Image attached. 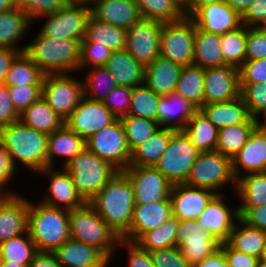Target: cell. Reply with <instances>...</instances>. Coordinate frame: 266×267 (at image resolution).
I'll return each mask as SVG.
<instances>
[{"label": "cell", "mask_w": 266, "mask_h": 267, "mask_svg": "<svg viewBox=\"0 0 266 267\" xmlns=\"http://www.w3.org/2000/svg\"><path fill=\"white\" fill-rule=\"evenodd\" d=\"M121 237L130 227L135 198L128 177L118 171L88 202Z\"/></svg>", "instance_id": "obj_1"}, {"label": "cell", "mask_w": 266, "mask_h": 267, "mask_svg": "<svg viewBox=\"0 0 266 267\" xmlns=\"http://www.w3.org/2000/svg\"><path fill=\"white\" fill-rule=\"evenodd\" d=\"M47 139V134L20 120L0 127V143L11 155L14 165L22 164L33 175L47 167Z\"/></svg>", "instance_id": "obj_2"}, {"label": "cell", "mask_w": 266, "mask_h": 267, "mask_svg": "<svg viewBox=\"0 0 266 267\" xmlns=\"http://www.w3.org/2000/svg\"><path fill=\"white\" fill-rule=\"evenodd\" d=\"M24 46V53L44 74L74 73L77 76L81 52L79 40L51 39L37 32Z\"/></svg>", "instance_id": "obj_3"}, {"label": "cell", "mask_w": 266, "mask_h": 267, "mask_svg": "<svg viewBox=\"0 0 266 267\" xmlns=\"http://www.w3.org/2000/svg\"><path fill=\"white\" fill-rule=\"evenodd\" d=\"M28 199L27 231L38 252H53L70 239L69 210Z\"/></svg>", "instance_id": "obj_4"}, {"label": "cell", "mask_w": 266, "mask_h": 267, "mask_svg": "<svg viewBox=\"0 0 266 267\" xmlns=\"http://www.w3.org/2000/svg\"><path fill=\"white\" fill-rule=\"evenodd\" d=\"M70 238L92 245L111 261L121 237L115 232L89 204L69 211Z\"/></svg>", "instance_id": "obj_5"}, {"label": "cell", "mask_w": 266, "mask_h": 267, "mask_svg": "<svg viewBox=\"0 0 266 267\" xmlns=\"http://www.w3.org/2000/svg\"><path fill=\"white\" fill-rule=\"evenodd\" d=\"M64 168L71 175L76 191L87 203L118 172L86 147Z\"/></svg>", "instance_id": "obj_6"}, {"label": "cell", "mask_w": 266, "mask_h": 267, "mask_svg": "<svg viewBox=\"0 0 266 267\" xmlns=\"http://www.w3.org/2000/svg\"><path fill=\"white\" fill-rule=\"evenodd\" d=\"M184 184L207 189L217 195L225 194L222 189L232 185L235 193L236 178L232 171V159L219 151L200 152Z\"/></svg>", "instance_id": "obj_7"}, {"label": "cell", "mask_w": 266, "mask_h": 267, "mask_svg": "<svg viewBox=\"0 0 266 267\" xmlns=\"http://www.w3.org/2000/svg\"><path fill=\"white\" fill-rule=\"evenodd\" d=\"M42 97L65 121L84 98L83 80L75 77L73 73L45 74Z\"/></svg>", "instance_id": "obj_8"}, {"label": "cell", "mask_w": 266, "mask_h": 267, "mask_svg": "<svg viewBox=\"0 0 266 267\" xmlns=\"http://www.w3.org/2000/svg\"><path fill=\"white\" fill-rule=\"evenodd\" d=\"M200 152L183 130H176L155 167L172 184L185 183Z\"/></svg>", "instance_id": "obj_9"}, {"label": "cell", "mask_w": 266, "mask_h": 267, "mask_svg": "<svg viewBox=\"0 0 266 267\" xmlns=\"http://www.w3.org/2000/svg\"><path fill=\"white\" fill-rule=\"evenodd\" d=\"M86 148L118 171L129 167L131 151L120 119L85 139Z\"/></svg>", "instance_id": "obj_10"}, {"label": "cell", "mask_w": 266, "mask_h": 267, "mask_svg": "<svg viewBox=\"0 0 266 267\" xmlns=\"http://www.w3.org/2000/svg\"><path fill=\"white\" fill-rule=\"evenodd\" d=\"M196 24L184 16L175 22L163 23L160 36V56L178 65L193 64Z\"/></svg>", "instance_id": "obj_11"}, {"label": "cell", "mask_w": 266, "mask_h": 267, "mask_svg": "<svg viewBox=\"0 0 266 267\" xmlns=\"http://www.w3.org/2000/svg\"><path fill=\"white\" fill-rule=\"evenodd\" d=\"M90 15V4L68 3L60 10L43 16L46 20L39 32L51 39H77L81 42Z\"/></svg>", "instance_id": "obj_12"}, {"label": "cell", "mask_w": 266, "mask_h": 267, "mask_svg": "<svg viewBox=\"0 0 266 267\" xmlns=\"http://www.w3.org/2000/svg\"><path fill=\"white\" fill-rule=\"evenodd\" d=\"M163 23L141 18L127 29L125 50L145 67L160 56Z\"/></svg>", "instance_id": "obj_13"}, {"label": "cell", "mask_w": 266, "mask_h": 267, "mask_svg": "<svg viewBox=\"0 0 266 267\" xmlns=\"http://www.w3.org/2000/svg\"><path fill=\"white\" fill-rule=\"evenodd\" d=\"M220 242L196 220H179L176 247L192 266L215 252Z\"/></svg>", "instance_id": "obj_14"}, {"label": "cell", "mask_w": 266, "mask_h": 267, "mask_svg": "<svg viewBox=\"0 0 266 267\" xmlns=\"http://www.w3.org/2000/svg\"><path fill=\"white\" fill-rule=\"evenodd\" d=\"M132 184L135 204H149L170 196L172 184L155 166H129L122 171Z\"/></svg>", "instance_id": "obj_15"}, {"label": "cell", "mask_w": 266, "mask_h": 267, "mask_svg": "<svg viewBox=\"0 0 266 267\" xmlns=\"http://www.w3.org/2000/svg\"><path fill=\"white\" fill-rule=\"evenodd\" d=\"M40 174V175H39ZM49 178L48 191L39 201L42 203L66 210L82 207L86 202L76 191L71 175L64 167H45L36 176Z\"/></svg>", "instance_id": "obj_16"}, {"label": "cell", "mask_w": 266, "mask_h": 267, "mask_svg": "<svg viewBox=\"0 0 266 267\" xmlns=\"http://www.w3.org/2000/svg\"><path fill=\"white\" fill-rule=\"evenodd\" d=\"M117 120V117L103 104L84 97L64 124L84 139Z\"/></svg>", "instance_id": "obj_17"}, {"label": "cell", "mask_w": 266, "mask_h": 267, "mask_svg": "<svg viewBox=\"0 0 266 267\" xmlns=\"http://www.w3.org/2000/svg\"><path fill=\"white\" fill-rule=\"evenodd\" d=\"M226 195H216L197 217L196 222L210 232L220 243L226 242L239 219L238 205L226 202ZM234 208V209H232Z\"/></svg>", "instance_id": "obj_18"}, {"label": "cell", "mask_w": 266, "mask_h": 267, "mask_svg": "<svg viewBox=\"0 0 266 267\" xmlns=\"http://www.w3.org/2000/svg\"><path fill=\"white\" fill-rule=\"evenodd\" d=\"M204 105L230 101L240 95L239 68L232 65L204 68Z\"/></svg>", "instance_id": "obj_19"}, {"label": "cell", "mask_w": 266, "mask_h": 267, "mask_svg": "<svg viewBox=\"0 0 266 267\" xmlns=\"http://www.w3.org/2000/svg\"><path fill=\"white\" fill-rule=\"evenodd\" d=\"M172 216L170 196L155 203L135 204L130 227L121 239L136 242L144 233L164 224Z\"/></svg>", "instance_id": "obj_20"}, {"label": "cell", "mask_w": 266, "mask_h": 267, "mask_svg": "<svg viewBox=\"0 0 266 267\" xmlns=\"http://www.w3.org/2000/svg\"><path fill=\"white\" fill-rule=\"evenodd\" d=\"M217 194L184 183L172 185L170 199L173 216L178 220H196Z\"/></svg>", "instance_id": "obj_21"}, {"label": "cell", "mask_w": 266, "mask_h": 267, "mask_svg": "<svg viewBox=\"0 0 266 267\" xmlns=\"http://www.w3.org/2000/svg\"><path fill=\"white\" fill-rule=\"evenodd\" d=\"M191 18L198 28L220 36L243 25L242 16L226 2L205 5Z\"/></svg>", "instance_id": "obj_22"}, {"label": "cell", "mask_w": 266, "mask_h": 267, "mask_svg": "<svg viewBox=\"0 0 266 267\" xmlns=\"http://www.w3.org/2000/svg\"><path fill=\"white\" fill-rule=\"evenodd\" d=\"M236 180L247 173L266 172V135L259 127L251 132L243 148L232 158Z\"/></svg>", "instance_id": "obj_23"}, {"label": "cell", "mask_w": 266, "mask_h": 267, "mask_svg": "<svg viewBox=\"0 0 266 267\" xmlns=\"http://www.w3.org/2000/svg\"><path fill=\"white\" fill-rule=\"evenodd\" d=\"M22 196H6L0 202V244L27 232L28 199Z\"/></svg>", "instance_id": "obj_24"}, {"label": "cell", "mask_w": 266, "mask_h": 267, "mask_svg": "<svg viewBox=\"0 0 266 267\" xmlns=\"http://www.w3.org/2000/svg\"><path fill=\"white\" fill-rule=\"evenodd\" d=\"M90 6L96 19L126 29L141 19L135 0H92Z\"/></svg>", "instance_id": "obj_25"}, {"label": "cell", "mask_w": 266, "mask_h": 267, "mask_svg": "<svg viewBox=\"0 0 266 267\" xmlns=\"http://www.w3.org/2000/svg\"><path fill=\"white\" fill-rule=\"evenodd\" d=\"M86 147L85 139L69 129L65 124L48 135L47 167H56L55 160L63 158L59 167H64L72 158ZM57 157V158H56ZM56 164V165H55Z\"/></svg>", "instance_id": "obj_26"}, {"label": "cell", "mask_w": 266, "mask_h": 267, "mask_svg": "<svg viewBox=\"0 0 266 267\" xmlns=\"http://www.w3.org/2000/svg\"><path fill=\"white\" fill-rule=\"evenodd\" d=\"M181 69V65L159 56L145 67L144 84L160 96L174 93Z\"/></svg>", "instance_id": "obj_27"}, {"label": "cell", "mask_w": 266, "mask_h": 267, "mask_svg": "<svg viewBox=\"0 0 266 267\" xmlns=\"http://www.w3.org/2000/svg\"><path fill=\"white\" fill-rule=\"evenodd\" d=\"M117 86L134 88L144 84L145 66L137 62L125 49L113 51L104 66Z\"/></svg>", "instance_id": "obj_28"}, {"label": "cell", "mask_w": 266, "mask_h": 267, "mask_svg": "<svg viewBox=\"0 0 266 267\" xmlns=\"http://www.w3.org/2000/svg\"><path fill=\"white\" fill-rule=\"evenodd\" d=\"M53 253L63 267H80L112 262L96 247L72 238L60 245Z\"/></svg>", "instance_id": "obj_29"}, {"label": "cell", "mask_w": 266, "mask_h": 267, "mask_svg": "<svg viewBox=\"0 0 266 267\" xmlns=\"http://www.w3.org/2000/svg\"><path fill=\"white\" fill-rule=\"evenodd\" d=\"M197 109L177 93L161 96L157 122L161 127L183 130Z\"/></svg>", "instance_id": "obj_30"}, {"label": "cell", "mask_w": 266, "mask_h": 267, "mask_svg": "<svg viewBox=\"0 0 266 267\" xmlns=\"http://www.w3.org/2000/svg\"><path fill=\"white\" fill-rule=\"evenodd\" d=\"M32 24L28 15L20 6L9 11L0 12V47L24 52L25 46L20 47L19 43Z\"/></svg>", "instance_id": "obj_31"}, {"label": "cell", "mask_w": 266, "mask_h": 267, "mask_svg": "<svg viewBox=\"0 0 266 267\" xmlns=\"http://www.w3.org/2000/svg\"><path fill=\"white\" fill-rule=\"evenodd\" d=\"M198 110L218 129L244 123L250 117L241 95L230 101L202 105Z\"/></svg>", "instance_id": "obj_32"}, {"label": "cell", "mask_w": 266, "mask_h": 267, "mask_svg": "<svg viewBox=\"0 0 266 267\" xmlns=\"http://www.w3.org/2000/svg\"><path fill=\"white\" fill-rule=\"evenodd\" d=\"M127 29L96 19L92 14L87 21L85 36L81 42H96L113 51L126 48Z\"/></svg>", "instance_id": "obj_33"}, {"label": "cell", "mask_w": 266, "mask_h": 267, "mask_svg": "<svg viewBox=\"0 0 266 267\" xmlns=\"http://www.w3.org/2000/svg\"><path fill=\"white\" fill-rule=\"evenodd\" d=\"M193 64L201 68L228 65L221 51V36L208 33L196 26Z\"/></svg>", "instance_id": "obj_34"}, {"label": "cell", "mask_w": 266, "mask_h": 267, "mask_svg": "<svg viewBox=\"0 0 266 267\" xmlns=\"http://www.w3.org/2000/svg\"><path fill=\"white\" fill-rule=\"evenodd\" d=\"M19 120L32 129L47 135L64 125V121L42 96L19 114Z\"/></svg>", "instance_id": "obj_35"}, {"label": "cell", "mask_w": 266, "mask_h": 267, "mask_svg": "<svg viewBox=\"0 0 266 267\" xmlns=\"http://www.w3.org/2000/svg\"><path fill=\"white\" fill-rule=\"evenodd\" d=\"M266 242V231L251 227L240 218L236 221L226 243L236 251L260 259Z\"/></svg>", "instance_id": "obj_36"}, {"label": "cell", "mask_w": 266, "mask_h": 267, "mask_svg": "<svg viewBox=\"0 0 266 267\" xmlns=\"http://www.w3.org/2000/svg\"><path fill=\"white\" fill-rule=\"evenodd\" d=\"M176 130L160 127L151 138L131 152L129 166H155Z\"/></svg>", "instance_id": "obj_37"}, {"label": "cell", "mask_w": 266, "mask_h": 267, "mask_svg": "<svg viewBox=\"0 0 266 267\" xmlns=\"http://www.w3.org/2000/svg\"><path fill=\"white\" fill-rule=\"evenodd\" d=\"M204 68L194 64L183 66L175 93L181 95L197 110L204 105Z\"/></svg>", "instance_id": "obj_38"}, {"label": "cell", "mask_w": 266, "mask_h": 267, "mask_svg": "<svg viewBox=\"0 0 266 267\" xmlns=\"http://www.w3.org/2000/svg\"><path fill=\"white\" fill-rule=\"evenodd\" d=\"M199 152L216 151L218 128L196 110L183 129Z\"/></svg>", "instance_id": "obj_39"}, {"label": "cell", "mask_w": 266, "mask_h": 267, "mask_svg": "<svg viewBox=\"0 0 266 267\" xmlns=\"http://www.w3.org/2000/svg\"><path fill=\"white\" fill-rule=\"evenodd\" d=\"M256 126L257 120L250 116L244 123L218 129L216 151L232 159L243 148Z\"/></svg>", "instance_id": "obj_40"}, {"label": "cell", "mask_w": 266, "mask_h": 267, "mask_svg": "<svg viewBox=\"0 0 266 267\" xmlns=\"http://www.w3.org/2000/svg\"><path fill=\"white\" fill-rule=\"evenodd\" d=\"M238 207H257L266 203V172L247 173L236 180Z\"/></svg>", "instance_id": "obj_41"}, {"label": "cell", "mask_w": 266, "mask_h": 267, "mask_svg": "<svg viewBox=\"0 0 266 267\" xmlns=\"http://www.w3.org/2000/svg\"><path fill=\"white\" fill-rule=\"evenodd\" d=\"M44 75L24 52H20L12 61L3 84L8 87L42 85Z\"/></svg>", "instance_id": "obj_42"}, {"label": "cell", "mask_w": 266, "mask_h": 267, "mask_svg": "<svg viewBox=\"0 0 266 267\" xmlns=\"http://www.w3.org/2000/svg\"><path fill=\"white\" fill-rule=\"evenodd\" d=\"M141 18L162 23L181 20L185 15L183 6L177 0H135Z\"/></svg>", "instance_id": "obj_43"}, {"label": "cell", "mask_w": 266, "mask_h": 267, "mask_svg": "<svg viewBox=\"0 0 266 267\" xmlns=\"http://www.w3.org/2000/svg\"><path fill=\"white\" fill-rule=\"evenodd\" d=\"M37 253L28 231L0 244V261L29 265Z\"/></svg>", "instance_id": "obj_44"}, {"label": "cell", "mask_w": 266, "mask_h": 267, "mask_svg": "<svg viewBox=\"0 0 266 267\" xmlns=\"http://www.w3.org/2000/svg\"><path fill=\"white\" fill-rule=\"evenodd\" d=\"M85 78H83L84 97L103 102L110 91L117 86L115 79L104 67H90L85 69Z\"/></svg>", "instance_id": "obj_45"}, {"label": "cell", "mask_w": 266, "mask_h": 267, "mask_svg": "<svg viewBox=\"0 0 266 267\" xmlns=\"http://www.w3.org/2000/svg\"><path fill=\"white\" fill-rule=\"evenodd\" d=\"M179 220L172 216L164 224L144 233L136 243L149 252L176 246Z\"/></svg>", "instance_id": "obj_46"}, {"label": "cell", "mask_w": 266, "mask_h": 267, "mask_svg": "<svg viewBox=\"0 0 266 267\" xmlns=\"http://www.w3.org/2000/svg\"><path fill=\"white\" fill-rule=\"evenodd\" d=\"M246 49L247 27L245 25L221 36V51L228 65L239 68L246 60Z\"/></svg>", "instance_id": "obj_47"}, {"label": "cell", "mask_w": 266, "mask_h": 267, "mask_svg": "<svg viewBox=\"0 0 266 267\" xmlns=\"http://www.w3.org/2000/svg\"><path fill=\"white\" fill-rule=\"evenodd\" d=\"M120 120L124 127L126 141L131 152L151 138L161 127L158 122L133 115L123 116Z\"/></svg>", "instance_id": "obj_48"}, {"label": "cell", "mask_w": 266, "mask_h": 267, "mask_svg": "<svg viewBox=\"0 0 266 267\" xmlns=\"http://www.w3.org/2000/svg\"><path fill=\"white\" fill-rule=\"evenodd\" d=\"M160 97V95L154 93L145 84L134 87L131 93V104L128 115L157 122V110Z\"/></svg>", "instance_id": "obj_49"}, {"label": "cell", "mask_w": 266, "mask_h": 267, "mask_svg": "<svg viewBox=\"0 0 266 267\" xmlns=\"http://www.w3.org/2000/svg\"><path fill=\"white\" fill-rule=\"evenodd\" d=\"M240 95L249 115L257 119L266 112V82L258 84H239Z\"/></svg>", "instance_id": "obj_50"}, {"label": "cell", "mask_w": 266, "mask_h": 267, "mask_svg": "<svg viewBox=\"0 0 266 267\" xmlns=\"http://www.w3.org/2000/svg\"><path fill=\"white\" fill-rule=\"evenodd\" d=\"M112 51L96 42H81L79 72L90 67L105 66Z\"/></svg>", "instance_id": "obj_51"}, {"label": "cell", "mask_w": 266, "mask_h": 267, "mask_svg": "<svg viewBox=\"0 0 266 267\" xmlns=\"http://www.w3.org/2000/svg\"><path fill=\"white\" fill-rule=\"evenodd\" d=\"M133 88L116 86L105 97L103 104L120 119L128 115L131 104V93Z\"/></svg>", "instance_id": "obj_52"}, {"label": "cell", "mask_w": 266, "mask_h": 267, "mask_svg": "<svg viewBox=\"0 0 266 267\" xmlns=\"http://www.w3.org/2000/svg\"><path fill=\"white\" fill-rule=\"evenodd\" d=\"M68 4L66 0H26L20 8L34 24L38 18L50 15ZM36 20V21H35ZM34 21V22H33Z\"/></svg>", "instance_id": "obj_53"}, {"label": "cell", "mask_w": 266, "mask_h": 267, "mask_svg": "<svg viewBox=\"0 0 266 267\" xmlns=\"http://www.w3.org/2000/svg\"><path fill=\"white\" fill-rule=\"evenodd\" d=\"M14 108L20 114L42 96V85L8 87Z\"/></svg>", "instance_id": "obj_54"}, {"label": "cell", "mask_w": 266, "mask_h": 267, "mask_svg": "<svg viewBox=\"0 0 266 267\" xmlns=\"http://www.w3.org/2000/svg\"><path fill=\"white\" fill-rule=\"evenodd\" d=\"M266 58V27H247L246 60Z\"/></svg>", "instance_id": "obj_55"}, {"label": "cell", "mask_w": 266, "mask_h": 267, "mask_svg": "<svg viewBox=\"0 0 266 267\" xmlns=\"http://www.w3.org/2000/svg\"><path fill=\"white\" fill-rule=\"evenodd\" d=\"M266 82V58L245 60L239 67V84H258Z\"/></svg>", "instance_id": "obj_56"}, {"label": "cell", "mask_w": 266, "mask_h": 267, "mask_svg": "<svg viewBox=\"0 0 266 267\" xmlns=\"http://www.w3.org/2000/svg\"><path fill=\"white\" fill-rule=\"evenodd\" d=\"M150 255L155 267H193L184 259L176 246L151 251Z\"/></svg>", "instance_id": "obj_57"}, {"label": "cell", "mask_w": 266, "mask_h": 267, "mask_svg": "<svg viewBox=\"0 0 266 267\" xmlns=\"http://www.w3.org/2000/svg\"><path fill=\"white\" fill-rule=\"evenodd\" d=\"M17 169L18 168L14 165L11 155L9 154L7 149L0 143V193L6 196L18 195V192H10L8 190L9 188H7V184H9L12 179H15L14 177L16 176V173L18 174Z\"/></svg>", "instance_id": "obj_58"}, {"label": "cell", "mask_w": 266, "mask_h": 267, "mask_svg": "<svg viewBox=\"0 0 266 267\" xmlns=\"http://www.w3.org/2000/svg\"><path fill=\"white\" fill-rule=\"evenodd\" d=\"M125 248L128 253V267H155L150 252L142 249L136 242L121 239L116 250Z\"/></svg>", "instance_id": "obj_59"}, {"label": "cell", "mask_w": 266, "mask_h": 267, "mask_svg": "<svg viewBox=\"0 0 266 267\" xmlns=\"http://www.w3.org/2000/svg\"><path fill=\"white\" fill-rule=\"evenodd\" d=\"M246 27H266V0H254L242 15Z\"/></svg>", "instance_id": "obj_60"}, {"label": "cell", "mask_w": 266, "mask_h": 267, "mask_svg": "<svg viewBox=\"0 0 266 267\" xmlns=\"http://www.w3.org/2000/svg\"><path fill=\"white\" fill-rule=\"evenodd\" d=\"M19 120V113L13 106L8 86L0 84V127Z\"/></svg>", "instance_id": "obj_61"}, {"label": "cell", "mask_w": 266, "mask_h": 267, "mask_svg": "<svg viewBox=\"0 0 266 267\" xmlns=\"http://www.w3.org/2000/svg\"><path fill=\"white\" fill-rule=\"evenodd\" d=\"M238 212L247 225L266 231V203L257 207H238Z\"/></svg>", "instance_id": "obj_62"}, {"label": "cell", "mask_w": 266, "mask_h": 267, "mask_svg": "<svg viewBox=\"0 0 266 267\" xmlns=\"http://www.w3.org/2000/svg\"><path fill=\"white\" fill-rule=\"evenodd\" d=\"M219 247L222 249L229 267H256L259 258L236 251L226 242L220 243Z\"/></svg>", "instance_id": "obj_63"}, {"label": "cell", "mask_w": 266, "mask_h": 267, "mask_svg": "<svg viewBox=\"0 0 266 267\" xmlns=\"http://www.w3.org/2000/svg\"><path fill=\"white\" fill-rule=\"evenodd\" d=\"M19 53L20 51L15 49L0 47V84L4 83L11 63Z\"/></svg>", "instance_id": "obj_64"}, {"label": "cell", "mask_w": 266, "mask_h": 267, "mask_svg": "<svg viewBox=\"0 0 266 267\" xmlns=\"http://www.w3.org/2000/svg\"><path fill=\"white\" fill-rule=\"evenodd\" d=\"M193 267H229V265L222 249L219 247L215 252Z\"/></svg>", "instance_id": "obj_65"}, {"label": "cell", "mask_w": 266, "mask_h": 267, "mask_svg": "<svg viewBox=\"0 0 266 267\" xmlns=\"http://www.w3.org/2000/svg\"><path fill=\"white\" fill-rule=\"evenodd\" d=\"M28 267H63L53 252H38Z\"/></svg>", "instance_id": "obj_66"}, {"label": "cell", "mask_w": 266, "mask_h": 267, "mask_svg": "<svg viewBox=\"0 0 266 267\" xmlns=\"http://www.w3.org/2000/svg\"><path fill=\"white\" fill-rule=\"evenodd\" d=\"M227 0H187L183 6L184 15L192 17L201 7L211 3H222Z\"/></svg>", "instance_id": "obj_67"}, {"label": "cell", "mask_w": 266, "mask_h": 267, "mask_svg": "<svg viewBox=\"0 0 266 267\" xmlns=\"http://www.w3.org/2000/svg\"><path fill=\"white\" fill-rule=\"evenodd\" d=\"M254 0H227L226 3L241 16L246 12Z\"/></svg>", "instance_id": "obj_68"}, {"label": "cell", "mask_w": 266, "mask_h": 267, "mask_svg": "<svg viewBox=\"0 0 266 267\" xmlns=\"http://www.w3.org/2000/svg\"><path fill=\"white\" fill-rule=\"evenodd\" d=\"M18 7L17 0H0V12L9 11Z\"/></svg>", "instance_id": "obj_69"}, {"label": "cell", "mask_w": 266, "mask_h": 267, "mask_svg": "<svg viewBox=\"0 0 266 267\" xmlns=\"http://www.w3.org/2000/svg\"><path fill=\"white\" fill-rule=\"evenodd\" d=\"M257 127L266 135V112L260 115L257 119Z\"/></svg>", "instance_id": "obj_70"}, {"label": "cell", "mask_w": 266, "mask_h": 267, "mask_svg": "<svg viewBox=\"0 0 266 267\" xmlns=\"http://www.w3.org/2000/svg\"><path fill=\"white\" fill-rule=\"evenodd\" d=\"M0 267H28V265L12 263L10 261H0Z\"/></svg>", "instance_id": "obj_71"}, {"label": "cell", "mask_w": 266, "mask_h": 267, "mask_svg": "<svg viewBox=\"0 0 266 267\" xmlns=\"http://www.w3.org/2000/svg\"><path fill=\"white\" fill-rule=\"evenodd\" d=\"M68 3L74 4H91L92 0H66Z\"/></svg>", "instance_id": "obj_72"}, {"label": "cell", "mask_w": 266, "mask_h": 267, "mask_svg": "<svg viewBox=\"0 0 266 267\" xmlns=\"http://www.w3.org/2000/svg\"><path fill=\"white\" fill-rule=\"evenodd\" d=\"M109 264H92V265H84L80 267H109Z\"/></svg>", "instance_id": "obj_73"}, {"label": "cell", "mask_w": 266, "mask_h": 267, "mask_svg": "<svg viewBox=\"0 0 266 267\" xmlns=\"http://www.w3.org/2000/svg\"><path fill=\"white\" fill-rule=\"evenodd\" d=\"M260 259L263 261H266V242H265V245L263 247V251H262V254L260 256Z\"/></svg>", "instance_id": "obj_74"}, {"label": "cell", "mask_w": 266, "mask_h": 267, "mask_svg": "<svg viewBox=\"0 0 266 267\" xmlns=\"http://www.w3.org/2000/svg\"><path fill=\"white\" fill-rule=\"evenodd\" d=\"M256 267H266V261L259 259Z\"/></svg>", "instance_id": "obj_75"}, {"label": "cell", "mask_w": 266, "mask_h": 267, "mask_svg": "<svg viewBox=\"0 0 266 267\" xmlns=\"http://www.w3.org/2000/svg\"><path fill=\"white\" fill-rule=\"evenodd\" d=\"M177 1H178L182 6H184L187 0H177Z\"/></svg>", "instance_id": "obj_76"}, {"label": "cell", "mask_w": 266, "mask_h": 267, "mask_svg": "<svg viewBox=\"0 0 266 267\" xmlns=\"http://www.w3.org/2000/svg\"><path fill=\"white\" fill-rule=\"evenodd\" d=\"M26 0H17L18 5L21 6Z\"/></svg>", "instance_id": "obj_77"}, {"label": "cell", "mask_w": 266, "mask_h": 267, "mask_svg": "<svg viewBox=\"0 0 266 267\" xmlns=\"http://www.w3.org/2000/svg\"><path fill=\"white\" fill-rule=\"evenodd\" d=\"M6 197V195L0 193V202Z\"/></svg>", "instance_id": "obj_78"}]
</instances>
